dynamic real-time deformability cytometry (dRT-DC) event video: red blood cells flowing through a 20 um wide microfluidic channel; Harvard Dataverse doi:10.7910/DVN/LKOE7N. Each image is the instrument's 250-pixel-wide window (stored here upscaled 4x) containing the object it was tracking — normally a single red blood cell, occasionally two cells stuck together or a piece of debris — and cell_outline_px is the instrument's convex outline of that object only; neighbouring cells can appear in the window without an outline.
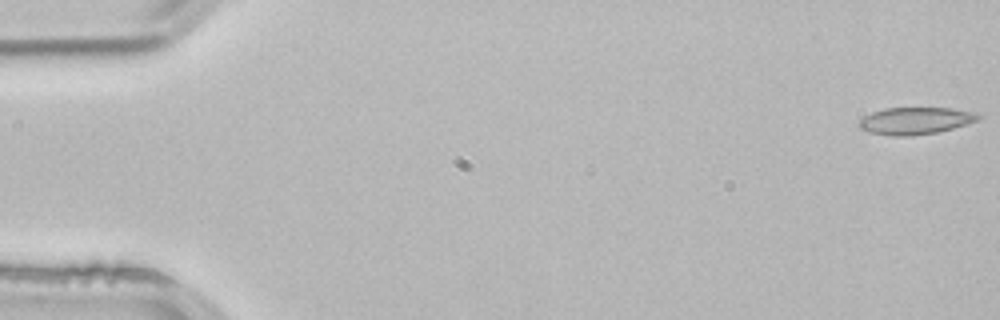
{"species": "common noctule bat (a hibernating species)", "species_latin": "Nyctalus noctula", "temperature_condition": "room temperature", "stored_images_in_passage": 3, "camera_frame_rate_fps": 3000, "um_per_image_px": 0.085, "animal": {"sex": "male", "body_mass_g": 21.5, "forearm_length_mm": 52.0}, "frame": {"image": 1, "passage_image": 1, "time_ms": 0.0, "image_size_px": [1000, 320], "cell_outline_px": [[980, 120], [968, 124], [936, 132], [912, 136], [892, 136], [868, 132], [860, 128], [860, 120], [864, 116], [872, 112], [884, 108], [952, 108], [976, 112], [980, 116]], "centroid_in_image_um": [77.83, 10.26], "position_along_channel_um": 7.2, "area_um2": 18.84}}